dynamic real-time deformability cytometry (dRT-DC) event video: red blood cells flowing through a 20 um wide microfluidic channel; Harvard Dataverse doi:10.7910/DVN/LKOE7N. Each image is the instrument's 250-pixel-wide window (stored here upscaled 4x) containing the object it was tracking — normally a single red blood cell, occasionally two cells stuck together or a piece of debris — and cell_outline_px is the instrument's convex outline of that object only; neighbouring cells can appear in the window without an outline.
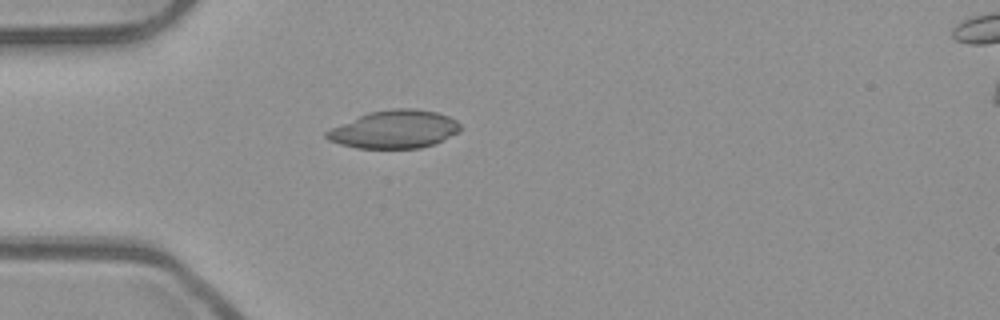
{"species": "common noctule bat (a hibernating species)", "species_latin": "Nyctalus noctula", "temperature_condition": "room temperature", "stored_images_in_passage": 38, "camera_frame_rate_fps": 3000, "um_per_image_px": 0.085, "animal": {"sex": "male", "body_mass_g": 23.1, "forearm_length_mm": 52.7}, "frame": {"image": 1, "passage_image": 1, "time_ms": 0.0, "image_size_px": [1000, 320], "cell_outline_px": [[460, 132], [432, 144], [420, 148], [356, 148], [340, 144], [328, 140], [324, 136], [324, 132], [332, 128], [368, 112], [392, 108], [412, 108], [436, 112], [448, 116], [456, 120], [460, 124]], "centroid_in_image_um": [33.52, 10.99], "position_along_channel_um": 51.5, "area_um2": 29.48}}
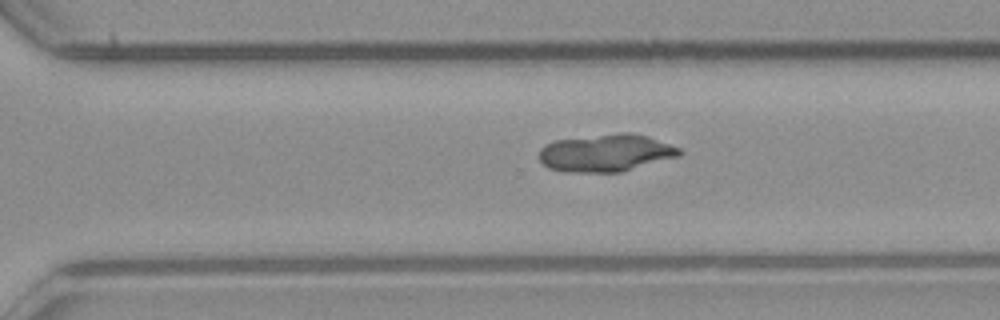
{"frame": {"image": 2, "passage_image": 22, "time_ms": 7.0, "image_size_px": [1000, 320], "cell_outline_px": [[684, 152], [680, 156], [620, 172], [564, 172], [548, 168], [540, 160], [540, 148], [544, 144], [556, 140], [620, 132], [632, 132], [648, 136], [680, 148]], "centroid_in_image_um": [51.52, 12.99], "position_along_channel_um": 319.1, "area_um2": 30.75}}
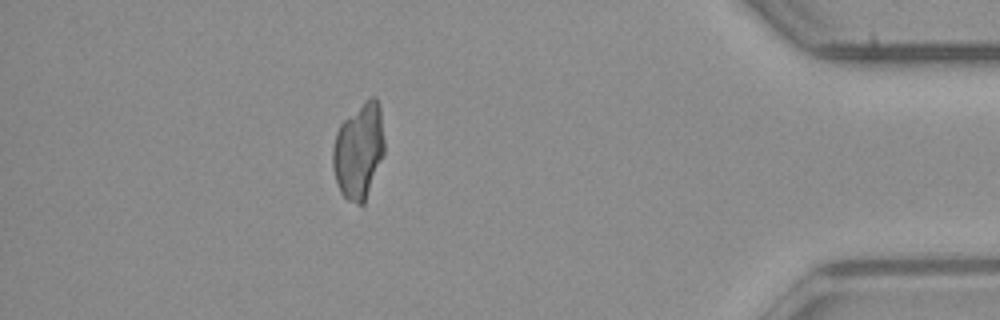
{"frame": {"image": 3, "passage_image": 32, "time_ms": 10.333, "image_size_px": [1000, 320], "cell_outline_px": [[384, 152], [364, 204], [356, 204], [348, 200], [340, 192], [332, 168], [332, 148], [336, 132], [340, 124], [364, 100], [372, 96], [376, 96], [380, 104], [384, 140]], "centroid_in_image_um": [30.49, 12.8], "position_along_channel_um": 404.7, "area_um2": 28.9}}